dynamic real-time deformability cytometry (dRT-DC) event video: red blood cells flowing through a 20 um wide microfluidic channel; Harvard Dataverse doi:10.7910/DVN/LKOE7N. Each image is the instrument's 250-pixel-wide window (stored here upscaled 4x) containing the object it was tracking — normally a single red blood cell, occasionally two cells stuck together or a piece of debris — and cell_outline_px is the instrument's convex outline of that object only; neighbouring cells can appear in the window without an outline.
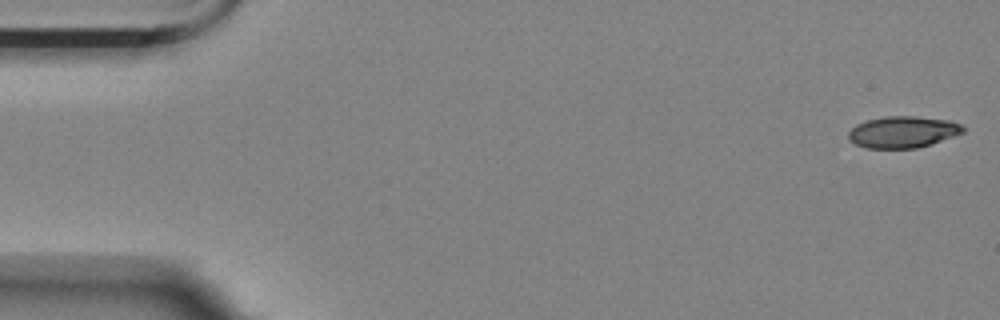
{"species": "Egyptian fruit bat (a non-hibernating species)", "species_latin": "Rousettus aegyptiacus", "temperature_condition": "room temperature", "stored_images_in_passage": 35, "camera_frame_rate_fps": 3000, "um_per_image_px": 0.085, "animal": {"sex": "female"}, "frame": {"image": 1, "passage_image": 1, "time_ms": 0.0, "image_size_px": [1000, 320], "cell_outline_px": [[964, 132], [932, 144], [916, 148], [864, 148], [848, 140], [848, 132], [856, 124], [868, 120], [884, 116], [916, 116], [948, 120], [960, 124], [964, 128]], "centroid_in_image_um": [76.72, 11.22], "position_along_channel_um": 8.3, "area_um2": 21.1}}